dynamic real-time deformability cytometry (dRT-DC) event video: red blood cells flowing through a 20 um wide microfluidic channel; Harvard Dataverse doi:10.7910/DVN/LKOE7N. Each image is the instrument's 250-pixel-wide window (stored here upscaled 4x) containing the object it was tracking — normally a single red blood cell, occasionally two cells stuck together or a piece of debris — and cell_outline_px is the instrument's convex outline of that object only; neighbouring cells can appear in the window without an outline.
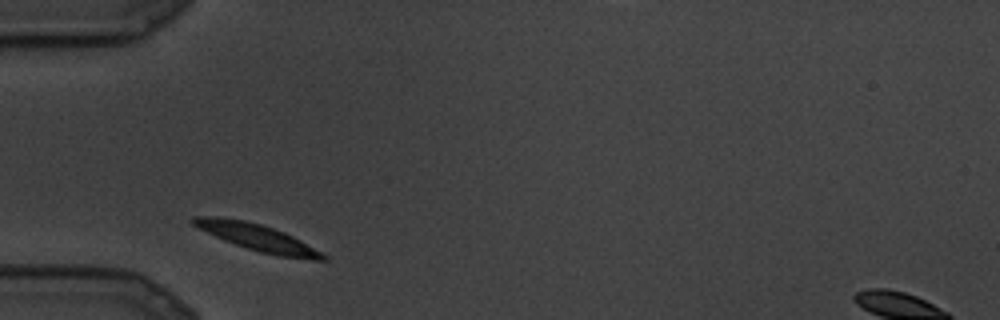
{"species": "common noctule bat (a hibernating species)", "species_latin": "Nyctalus noctula", "temperature_condition": "cold", "stored_images_in_passage": 4, "camera_frame_rate_fps": 3000, "um_per_image_px": 0.085, "animal": {"sex": "male", "body_mass_g": 19.5, "forearm_length_mm": 54.6}, "frame": {"image": 1, "passage_image": 1, "time_ms": 0.0, "image_size_px": [1000, 320], "cell_outline_px": [[328, 260], [312, 260], [276, 256], [260, 252], [224, 240], [192, 224], [188, 220], [196, 216], [220, 216], [244, 220], [260, 224], [284, 232], [300, 240], [328, 256]], "centroid_in_image_um": [21.89, 20.19], "position_along_channel_um": 63.1, "area_um2": 20.06}}
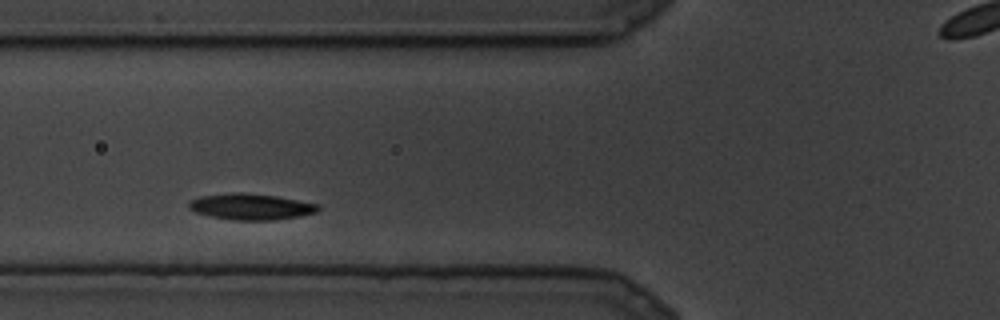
{"frame": {"image": 2, "passage_image": 3, "time_ms": 0.667, "image_size_px": [1000, 320], "cell_outline_px": [[320, 208], [316, 212], [300, 216], [276, 220], [232, 220], [212, 216], [196, 212], [188, 208], [188, 204], [192, 200], [200, 196], [228, 192], [240, 192], [276, 196], [320, 204]], "centroid_in_image_um": [21.34, 17.56], "position_along_channel_um": 104.5, "area_um2": 19.71}}